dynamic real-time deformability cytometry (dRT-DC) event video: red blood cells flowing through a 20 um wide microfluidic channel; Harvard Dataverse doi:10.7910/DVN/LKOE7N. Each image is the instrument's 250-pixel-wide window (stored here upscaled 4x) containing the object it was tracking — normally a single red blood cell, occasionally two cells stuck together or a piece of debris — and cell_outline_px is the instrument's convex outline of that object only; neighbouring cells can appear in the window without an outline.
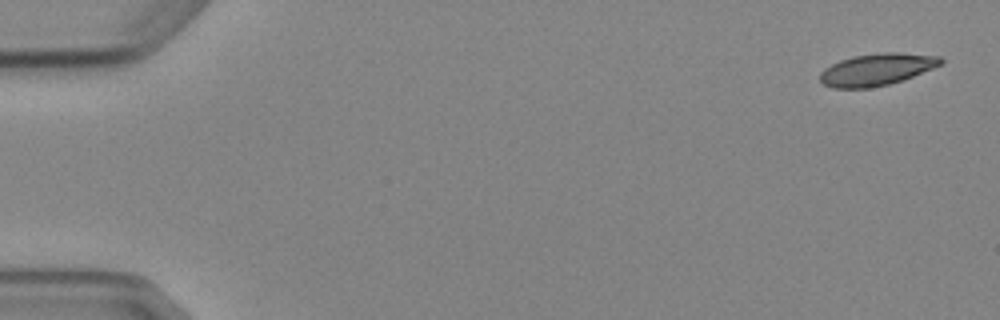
{"species": "Egyptian fruit bat (a non-hibernating species)", "species_latin": "Rousettus aegyptiacus", "temperature_condition": "cold", "stored_images_in_passage": 5, "camera_frame_rate_fps": 3000, "um_per_image_px": 0.085, "animal": {"sex": "female"}, "frame": {"image": 1, "passage_image": 1, "time_ms": 0.0, "image_size_px": [1000, 320], "cell_outline_px": [[944, 64], [904, 80], [888, 84], [868, 88], [832, 88], [824, 84], [820, 80], [820, 72], [824, 68], [840, 60], [852, 56], [884, 52], [900, 52], [940, 56], [944, 60]], "centroid_in_image_um": [74.56, 5.9], "position_along_channel_um": 10.4, "area_um2": 22.72}}